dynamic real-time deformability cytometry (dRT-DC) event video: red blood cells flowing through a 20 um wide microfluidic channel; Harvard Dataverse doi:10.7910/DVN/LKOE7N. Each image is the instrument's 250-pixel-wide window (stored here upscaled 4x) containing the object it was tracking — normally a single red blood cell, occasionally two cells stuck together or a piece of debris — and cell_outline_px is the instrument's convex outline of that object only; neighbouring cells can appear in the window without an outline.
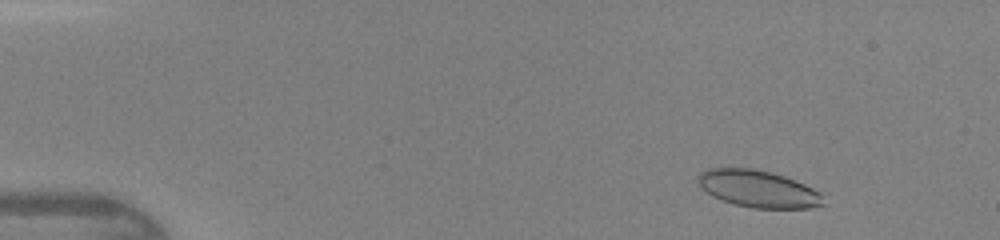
{"species": "human", "species_latin": "Homo sapiens", "temperature_condition": "warm", "stored_images_in_passage": 44, "camera_frame_rate_fps": 3000, "um_per_image_px": 0.085, "donor": {"sex": "female"}, "frame": {"image": 1, "passage_image": 4, "time_ms": 1.0, "image_size_px": [1000, 240], "cell_outline_px": [[824, 204], [812, 208], [752, 208], [736, 204], [712, 196], [696, 180], [700, 172], [708, 168], [752, 168], [772, 172], [784, 176], [804, 184], [820, 192]], "centroid_in_image_um": [64.45, 16.04], "position_along_channel_um": 20.6, "area_um2": 26.82}}
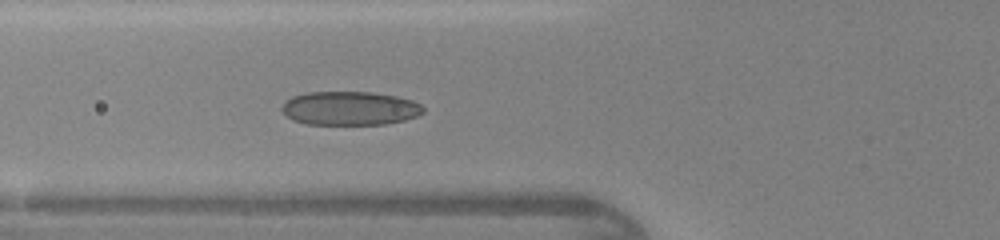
{"frame": {"image": 2, "passage_image": 16, "time_ms": 5.0, "image_size_px": [1000, 240], "cell_outline_px": [[424, 112], [416, 116], [404, 120], [384, 124], [308, 124], [292, 120], [280, 108], [284, 100], [292, 96], [308, 92], [372, 92], [396, 96], [412, 100], [420, 104], [424, 108]], "centroid_in_image_um": [29.71, 9.2], "position_along_channel_um": 96.1, "area_um2": 27.86}}
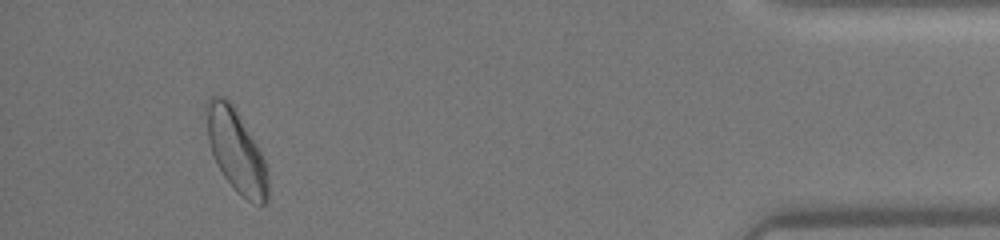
{"frame": {"image": 3, "passage_image": 41, "time_ms": 13.333, "image_size_px": [1000, 240], "cell_outline_px": [[268, 200], [264, 204], [260, 204], [248, 200], [224, 176], [212, 152], [208, 140], [204, 108], [204, 104], [208, 96], [220, 96], [228, 100], [232, 104], [256, 144], [264, 160], [268, 176]], "centroid_in_image_um": [20.04, 12.75], "position_along_channel_um": 415.2, "area_um2": 28.9}}